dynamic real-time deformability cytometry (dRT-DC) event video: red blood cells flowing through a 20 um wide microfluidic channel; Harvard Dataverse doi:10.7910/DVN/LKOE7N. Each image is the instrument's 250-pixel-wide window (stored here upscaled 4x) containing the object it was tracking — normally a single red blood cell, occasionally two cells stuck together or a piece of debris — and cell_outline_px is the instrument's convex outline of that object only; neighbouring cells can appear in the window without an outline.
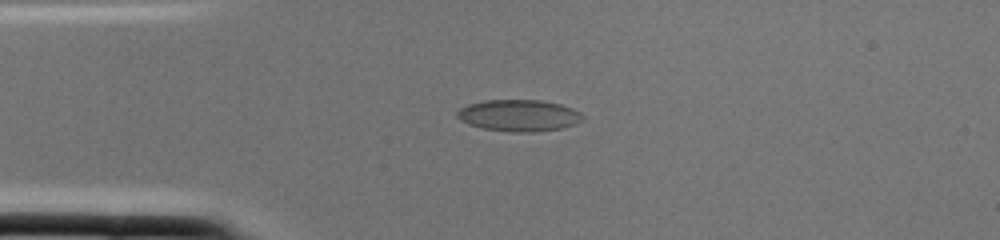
{"species": "common noctule bat (a hibernating species)", "species_latin": "Nyctalus noctula", "temperature_condition": "cold", "stored_images_in_passage": 1, "camera_frame_rate_fps": 3000, "um_per_image_px": 0.085, "animal": {"sex": "female", "body_mass_g": 22.0, "forearm_length_mm": 56.7}, "frame": {"image": 1, "passage_image": 1, "time_ms": 0.0, "image_size_px": [1000, 240], "cell_outline_px": [[584, 120], [576, 124], [564, 128], [532, 132], [512, 132], [484, 128], [468, 124], [460, 120], [456, 116], [456, 112], [460, 108], [468, 104], [484, 100], [540, 100], [560, 104], [572, 108], [580, 112], [584, 116]], "centroid_in_image_um": [44.13, 9.81], "position_along_channel_um": 40.9, "area_um2": 23.29}}